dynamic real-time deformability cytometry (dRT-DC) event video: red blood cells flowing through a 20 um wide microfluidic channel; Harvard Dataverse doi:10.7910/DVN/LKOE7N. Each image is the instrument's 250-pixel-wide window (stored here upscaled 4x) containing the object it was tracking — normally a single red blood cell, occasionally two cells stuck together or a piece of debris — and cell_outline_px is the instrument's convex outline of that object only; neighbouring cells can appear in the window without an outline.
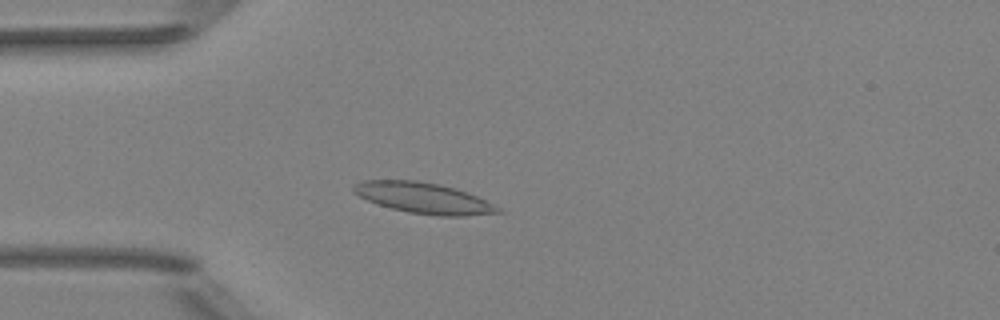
{"species": "Egyptian fruit bat (a non-hibernating species)", "species_latin": "Rousettus aegyptiacus", "temperature_condition": "room temperature", "stored_images_in_passage": 51, "camera_frame_rate_fps": 3000, "um_per_image_px": 0.085, "animal": {"sex": "female"}, "frame": {"image": 1, "passage_image": 14, "time_ms": 4.333, "image_size_px": [1000, 320], "cell_outline_px": [[504, 212], [464, 216], [436, 216], [408, 212], [392, 208], [368, 200], [352, 192], [352, 184], [364, 180], [416, 180], [440, 184], [456, 188], [476, 196], [500, 208]], "centroid_in_image_um": [35.99, 16.82], "position_along_channel_um": 49.0, "area_um2": 25.84}}
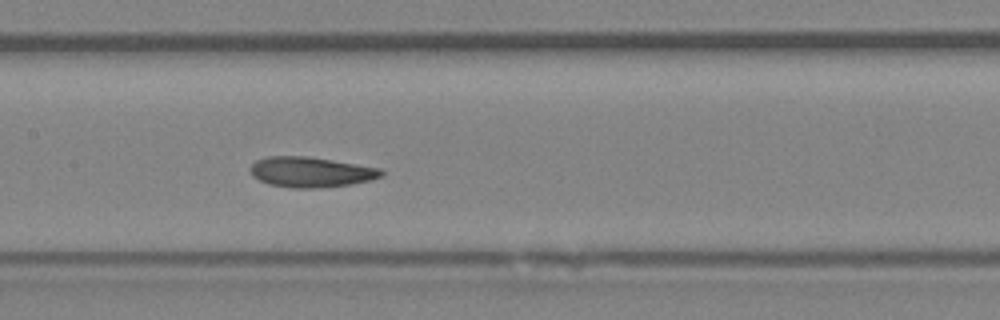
{"frame": {"image": 2, "passage_image": 25, "time_ms": 8.0, "image_size_px": [1000, 320], "cell_outline_px": [[384, 176], [372, 180], [352, 184], [316, 188], [292, 188], [268, 184], [252, 176], [248, 168], [256, 160], [268, 156], [304, 156], [332, 160], [380, 168], [384, 172]], "centroid_in_image_um": [26.41, 14.63], "position_along_channel_um": 181.0, "area_um2": 23.24}}
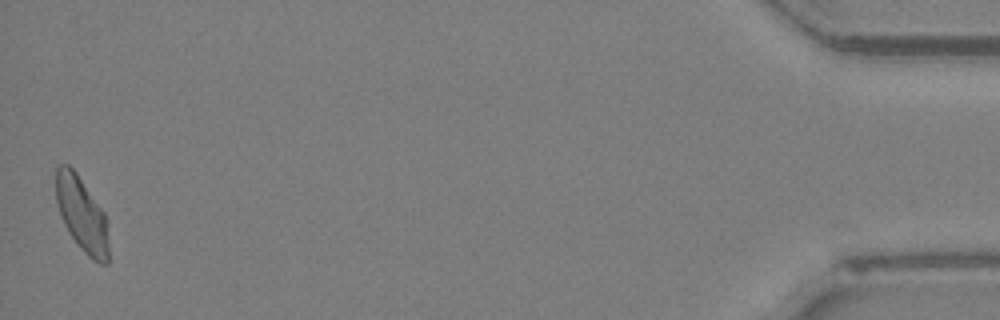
{"frame": {"image": 3, "passage_image": 51, "time_ms": 16.667, "image_size_px": [1000, 320], "cell_outline_px": [[108, 264], [100, 264], [92, 260], [80, 248], [68, 232], [64, 224], [56, 200], [56, 164], [68, 164], [76, 172], [104, 212], [108, 244]], "centroid_in_image_um": [6.94, 18.22], "position_along_channel_um": 428.3, "area_um2": 22.72}, "authors_computed_cell_mechanics": {"area_um2": 23.2356, "velocity_mm_per_s": 3.9545, "shape_relaxation_time_tau1_ms": 6.3187, "shape_relaxation_time_tau2_ms": 2.2685, "deformation_change_tau1": 0.1293, "deformation_change_tau2": 0.0723}}